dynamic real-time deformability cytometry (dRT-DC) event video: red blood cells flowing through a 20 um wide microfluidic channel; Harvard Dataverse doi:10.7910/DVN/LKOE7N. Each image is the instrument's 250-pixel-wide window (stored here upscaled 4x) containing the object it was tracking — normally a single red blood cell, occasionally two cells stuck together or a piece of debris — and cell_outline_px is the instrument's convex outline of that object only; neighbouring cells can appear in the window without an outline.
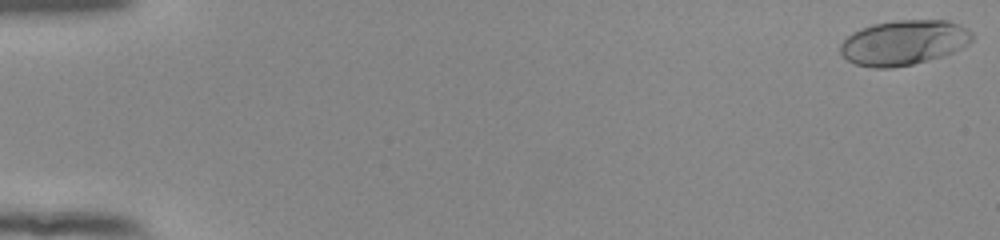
{"species": "human", "species_latin": "Homo sapiens", "temperature_condition": "room temperature", "stored_images_in_passage": 10, "camera_frame_rate_fps": 3000, "um_per_image_px": 0.085, "donor": {"sex": "female"}, "frame": {"image": 1, "passage_image": 1, "time_ms": 0.0, "image_size_px": [1000, 240], "cell_outline_px": [[972, 40], [968, 44], [952, 52], [928, 60], [912, 64], [892, 68], [872, 68], [852, 64], [840, 52], [840, 44], [852, 32], [860, 28], [872, 24], [896, 20], [948, 20], [960, 24], [968, 28], [972, 32]], "centroid_in_image_um": [76.8, 3.61], "position_along_channel_um": 8.2, "area_um2": 34.68}}